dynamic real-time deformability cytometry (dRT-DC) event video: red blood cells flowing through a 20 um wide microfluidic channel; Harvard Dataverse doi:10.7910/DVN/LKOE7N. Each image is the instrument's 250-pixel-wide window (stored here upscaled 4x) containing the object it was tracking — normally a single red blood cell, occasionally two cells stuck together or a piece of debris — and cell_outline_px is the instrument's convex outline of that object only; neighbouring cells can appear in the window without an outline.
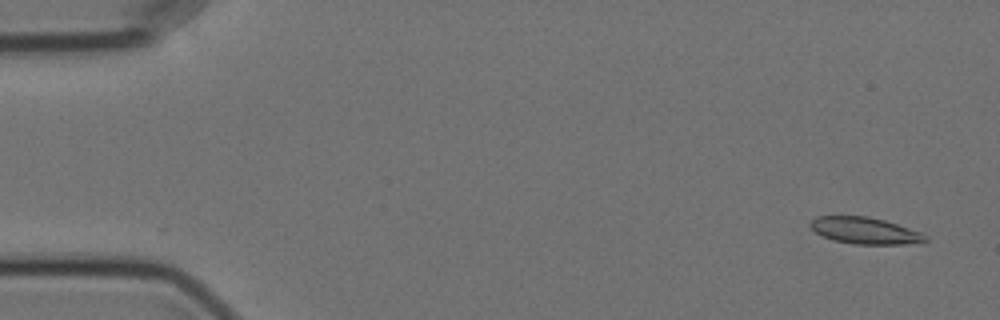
{"species": "Egyptian fruit bat (a non-hibernating species)", "species_latin": "Rousettus aegyptiacus", "temperature_condition": "cold", "stored_images_in_passage": 58, "camera_frame_rate_fps": 3000, "um_per_image_px": 0.085, "animal": {"sex": "female"}, "frame": {"image": 1, "passage_image": 3, "time_ms": 0.667, "image_size_px": [1000, 320], "cell_outline_px": [[928, 240], [924, 244], [856, 244], [832, 240], [816, 232], [808, 224], [816, 216], [868, 216], [884, 220], [920, 232], [928, 236]], "centroid_in_image_um": [73.57, 19.61], "position_along_channel_um": 11.4, "area_um2": 17.92}}
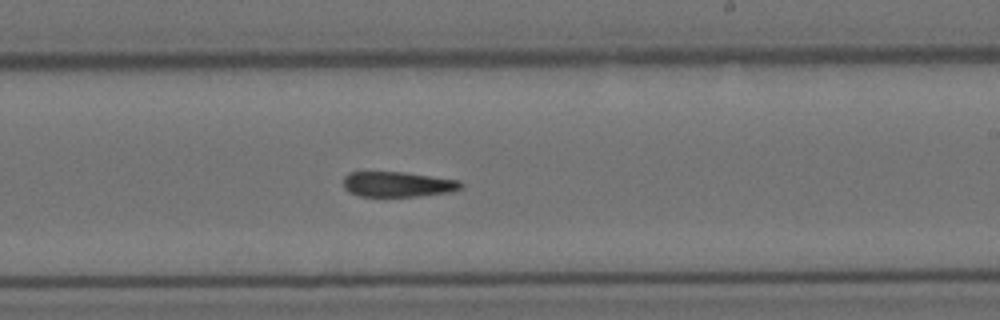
{"frame": {"image": 2, "passage_image": 34, "time_ms": 11.0, "image_size_px": [1000, 320], "cell_outline_px": [[464, 188], [452, 192], [420, 196], [360, 196], [348, 192], [344, 188], [344, 176], [348, 172], [404, 172], [460, 180], [464, 184]], "centroid_in_image_um": [33.85, 15.66], "position_along_channel_um": 255.1, "area_um2": 17.51}}
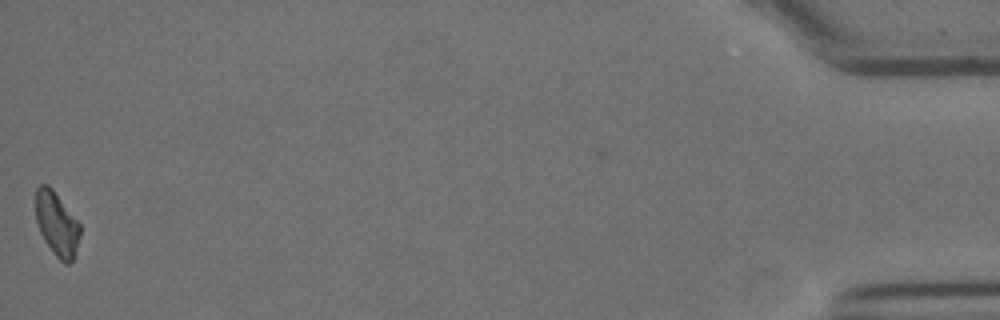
{"frame": {"image": 3, "passage_image": 57, "time_ms": 18.667, "image_size_px": [1000, 320], "cell_outline_px": [[80, 236], [72, 260], [68, 264], [64, 264], [56, 256], [44, 240], [40, 232], [36, 220], [36, 188], [40, 184], [48, 184], [52, 188], [80, 224]], "centroid_in_image_um": [4.82, 19.02], "position_along_channel_um": 430.4, "area_um2": 16.36}}